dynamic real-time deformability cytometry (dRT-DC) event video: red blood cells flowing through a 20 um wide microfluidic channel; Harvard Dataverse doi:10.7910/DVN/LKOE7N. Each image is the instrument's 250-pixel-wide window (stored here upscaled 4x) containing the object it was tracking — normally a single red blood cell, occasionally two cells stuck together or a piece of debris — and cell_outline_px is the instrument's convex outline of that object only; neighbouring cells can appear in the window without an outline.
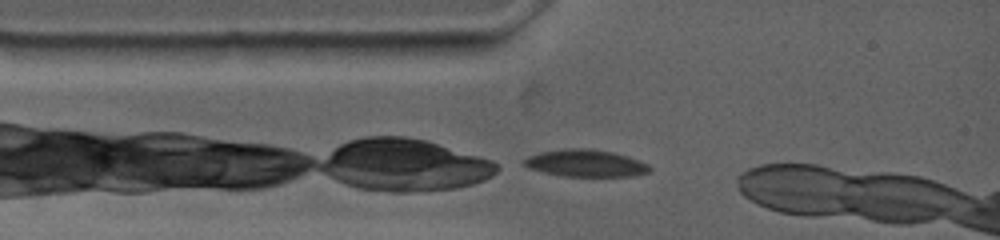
{"species": "common noctule bat (a hibernating species)", "species_latin": "Nyctalus noctula", "temperature_condition": "warm", "stored_images_in_passage": 7, "camera_frame_rate_fps": 4500, "um_per_image_px": 0.085, "animal": {"sex": "female", "body_mass_g": 19.0, "forearm_length_mm": 53.3}, "frame": {"image": 1, "passage_image": 1, "time_ms": 0.0, "image_size_px": [1000, 240], "cell_outline_px": [[652, 168], [648, 172], [632, 176], [564, 176], [544, 172], [528, 168], [520, 164], [528, 156], [540, 152], [564, 148], [588, 148], [612, 152], [628, 156], [640, 160], [648, 164]], "centroid_in_image_um": [49.76, 13.86], "position_along_channel_um": 35.2, "area_um2": 19.94}}